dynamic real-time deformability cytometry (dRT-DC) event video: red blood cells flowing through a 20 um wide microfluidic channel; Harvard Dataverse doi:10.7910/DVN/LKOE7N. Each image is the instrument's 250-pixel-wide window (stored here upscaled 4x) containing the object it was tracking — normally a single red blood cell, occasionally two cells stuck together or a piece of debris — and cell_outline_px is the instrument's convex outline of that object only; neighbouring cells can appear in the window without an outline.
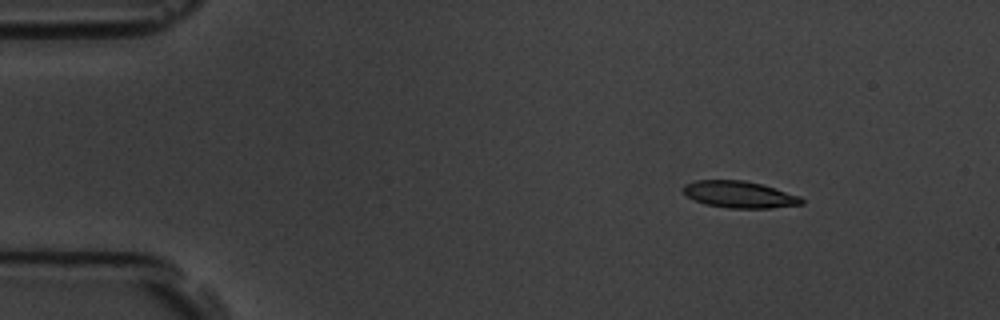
{"species": "common noctule bat (a hibernating species)", "species_latin": "Nyctalus noctula", "temperature_condition": "room temperature", "stored_images_in_passage": 9, "camera_frame_rate_fps": 3000, "um_per_image_px": 0.085, "animal": {"sex": "male", "body_mass_g": 19.5, "forearm_length_mm": 54.6}, "frame": {"image": 1, "passage_image": 3, "time_ms": 2.333, "image_size_px": [1000, 320], "cell_outline_px": [[804, 204], [772, 208], [728, 208], [704, 204], [688, 196], [684, 192], [684, 184], [696, 180], [744, 180], [760, 184], [800, 196], [804, 200]], "centroid_in_image_um": [62.86, 16.54], "position_along_channel_um": 22.1, "area_um2": 18.32}}
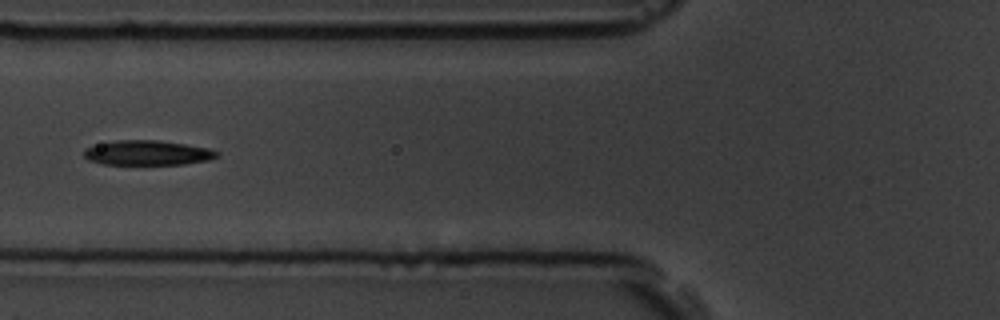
{"frame": {"image": 2, "passage_image": 7, "time_ms": 7.0, "image_size_px": [1000, 320], "cell_outline_px": [[220, 152], [216, 156], [208, 160], [184, 164], [104, 164], [88, 160], [84, 156], [84, 148], [116, 140], [160, 140], [208, 148]], "centroid_in_image_um": [12.53, 12.99], "position_along_channel_um": 113.3, "area_um2": 19.02}}
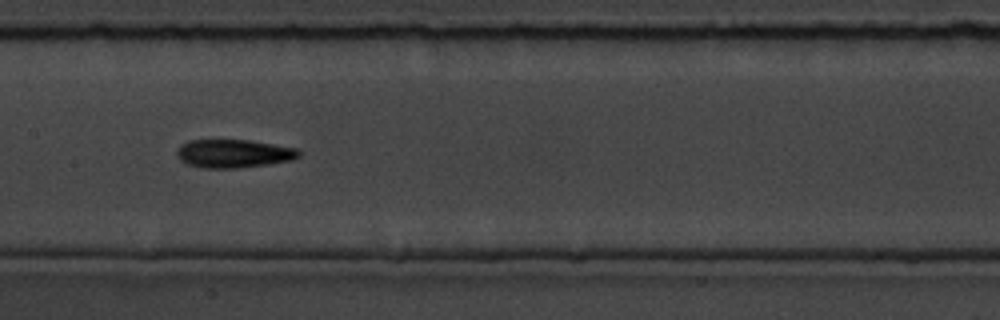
{"frame": {"image": 3, "passage_image": 9, "time_ms": 9.0, "image_size_px": [1000, 320], "cell_outline_px": [[300, 156], [292, 160], [268, 164], [240, 168], [204, 168], [188, 164], [180, 160], [176, 156], [176, 152], [180, 144], [188, 140], [248, 140], [296, 148], [300, 152]], "centroid_in_image_um": [19.83, 13.05], "position_along_channel_um": 187.6, "area_um2": 20.17}}